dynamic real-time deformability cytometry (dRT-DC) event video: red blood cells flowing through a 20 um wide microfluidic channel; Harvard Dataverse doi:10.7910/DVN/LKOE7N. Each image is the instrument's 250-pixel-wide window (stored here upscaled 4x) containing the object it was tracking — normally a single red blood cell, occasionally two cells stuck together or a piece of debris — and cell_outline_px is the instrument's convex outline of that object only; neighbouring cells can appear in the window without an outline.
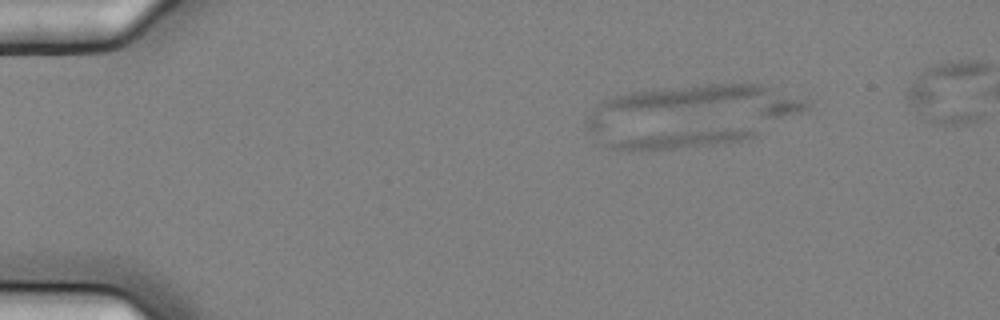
{"species": "common noctule bat (a hibernating species)", "species_latin": "Nyctalus noctula", "temperature_condition": "cold", "stored_images_in_passage": 4, "camera_frame_rate_fps": 3000, "um_per_image_px": 0.085, "animal": {"sex": "female", "body_mass_g": 25.1}, "frame": {"image": 1, "passage_image": 1, "time_ms": 0.0, "image_size_px": [1000, 320], "cell_outline_px": [[756, 136], [740, 140], [716, 144], [640, 152], [628, 152], [608, 148], [604, 144], [604, 140], [724, 128], [756, 128]], "centroid_in_image_um": [57.8, 11.88], "position_along_channel_um": 27.2, "area_um2": 15.14}}